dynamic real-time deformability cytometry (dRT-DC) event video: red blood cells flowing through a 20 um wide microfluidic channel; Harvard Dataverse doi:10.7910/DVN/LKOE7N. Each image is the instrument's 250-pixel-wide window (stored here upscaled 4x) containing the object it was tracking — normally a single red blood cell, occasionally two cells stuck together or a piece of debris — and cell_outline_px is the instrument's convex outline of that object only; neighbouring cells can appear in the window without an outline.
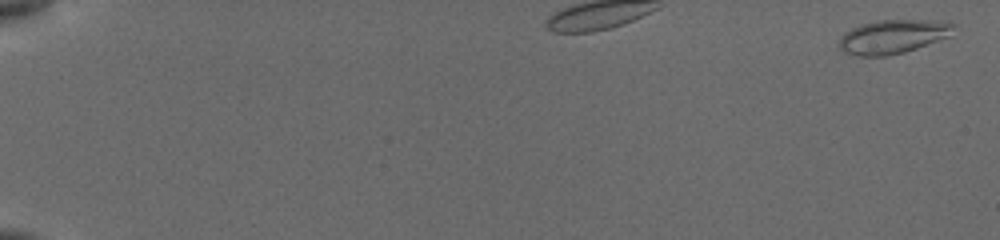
{"species": "common noctule bat (a hibernating species)", "species_latin": "Nyctalus noctula", "temperature_condition": "cold", "stored_images_in_passage": 10, "camera_frame_rate_fps": 3000, "um_per_image_px": 0.085, "animal": {"sex": "female", "body_mass_g": 19.5, "forearm_length_mm": 54.1}, "frame": {"image": 1, "passage_image": 1, "time_ms": 0.0, "image_size_px": [1000, 240], "cell_outline_px": [[956, 24], [952, 36], [904, 52], [884, 56], [860, 56], [844, 52], [840, 48], [840, 36], [844, 32], [860, 24], [876, 20], [928, 20]], "centroid_in_image_um": [75.9, 3.1], "position_along_channel_um": 9.1, "area_um2": 22.6}}
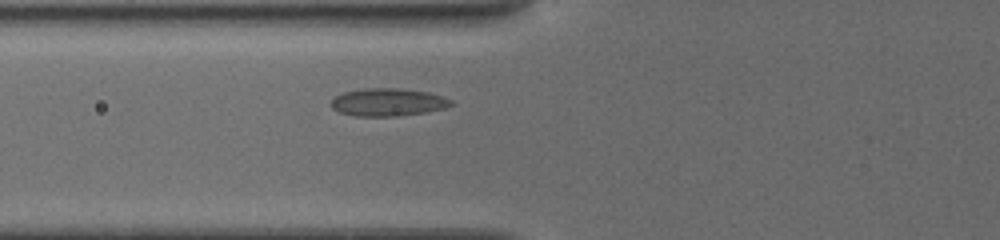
{"frame": {"image": 2, "passage_image": 6, "time_ms": 3.667, "image_size_px": [1000, 240], "cell_outline_px": [[452, 104], [444, 108], [424, 112], [400, 116], [352, 116], [340, 112], [332, 108], [328, 104], [336, 96], [344, 92], [364, 88], [400, 88], [428, 92], [444, 96], [452, 100]], "centroid_in_image_um": [32.95, 8.68], "position_along_channel_um": 92.9, "area_um2": 19.48}}
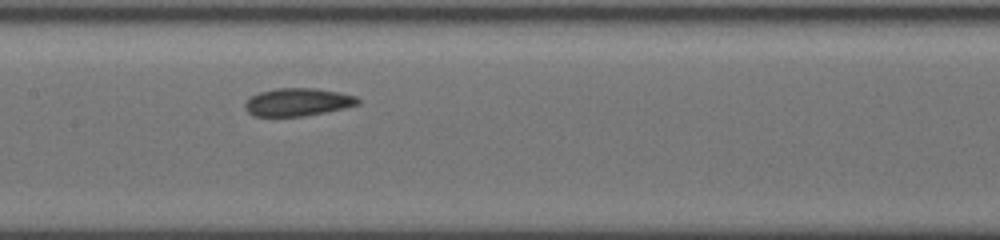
{"frame": {"image": 3, "passage_image": 9, "time_ms": 6.0, "image_size_px": [1000, 240], "cell_outline_px": [[360, 104], [344, 108], [304, 116], [256, 116], [248, 112], [244, 108], [244, 104], [252, 96], [260, 92], [276, 88], [316, 88], [340, 92], [356, 96], [360, 100]], "centroid_in_image_um": [25.33, 8.67], "position_along_channel_um": 182.1, "area_um2": 18.26}}